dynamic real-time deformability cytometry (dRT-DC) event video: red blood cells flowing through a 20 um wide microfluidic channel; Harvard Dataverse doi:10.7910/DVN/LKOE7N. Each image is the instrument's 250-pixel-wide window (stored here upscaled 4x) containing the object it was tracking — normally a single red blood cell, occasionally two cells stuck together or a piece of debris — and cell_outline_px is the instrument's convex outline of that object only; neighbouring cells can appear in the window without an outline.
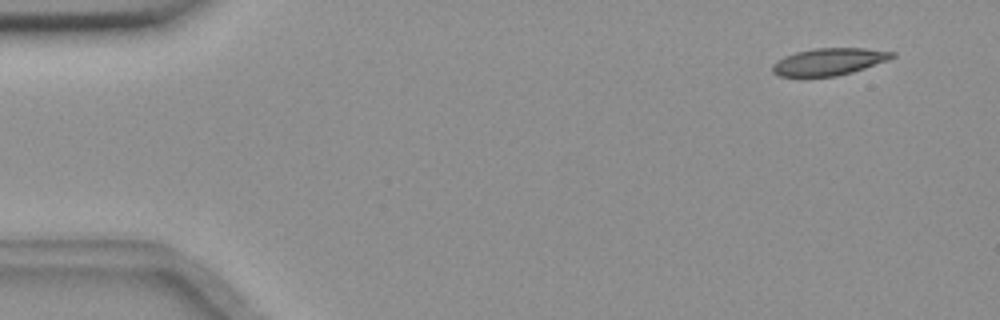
{"species": "common noctule bat (a hibernating species)", "species_latin": "Nyctalus noctula", "temperature_condition": "room temperature", "stored_images_in_passage": 3, "camera_frame_rate_fps": 3000, "um_per_image_px": 0.085, "animal": {"sex": "female", "body_mass_g": 18.4}, "frame": {"image": 1, "passage_image": 1, "time_ms": 0.0, "image_size_px": [1000, 320], "cell_outline_px": [[896, 56], [888, 60], [852, 72], [836, 76], [780, 76], [772, 72], [772, 64], [776, 60], [784, 56], [796, 52], [816, 48], [864, 48], [896, 52]], "centroid_in_image_um": [70.46, 5.23], "position_along_channel_um": 14.5, "area_um2": 18.84}}
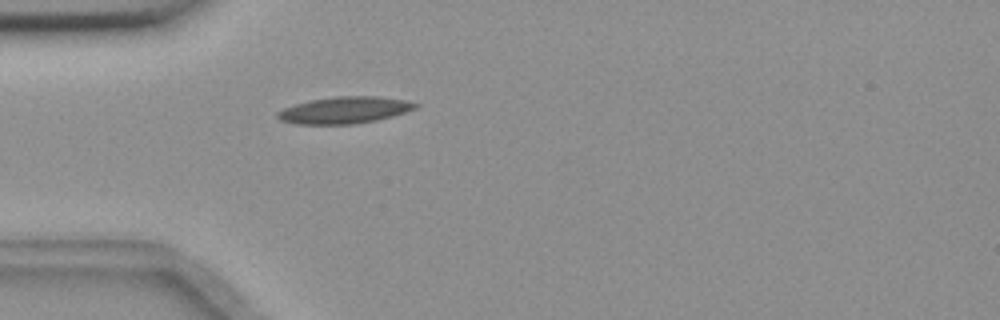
{"frame": {"image": 2, "passage_image": 3, "time_ms": 0.667, "image_size_px": [1000, 320], "cell_outline_px": [[420, 104], [416, 108], [392, 116], [376, 120], [352, 124], [296, 124], [280, 120], [276, 116], [276, 112], [284, 108], [308, 100], [336, 96], [380, 96], [404, 100]], "centroid_in_image_um": [29.26, 9.35], "position_along_channel_um": 55.7, "area_um2": 21.44}}